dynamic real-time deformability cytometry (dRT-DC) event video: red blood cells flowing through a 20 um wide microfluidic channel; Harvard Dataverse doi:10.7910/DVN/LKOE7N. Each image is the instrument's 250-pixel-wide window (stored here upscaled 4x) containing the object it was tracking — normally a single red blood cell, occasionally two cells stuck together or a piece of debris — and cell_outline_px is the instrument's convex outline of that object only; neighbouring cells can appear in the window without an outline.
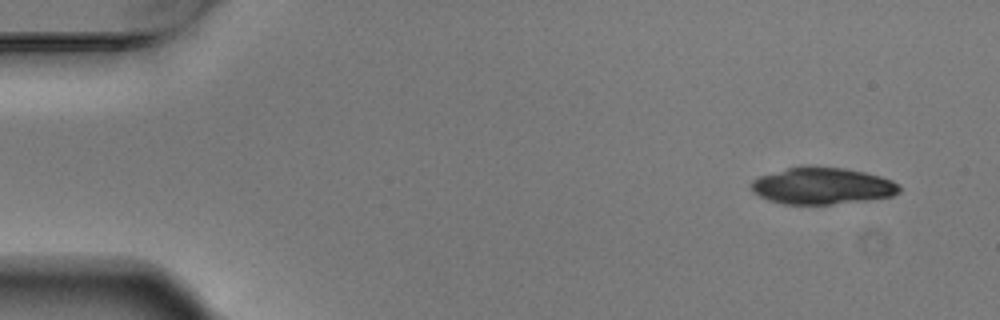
{"species": "Egyptian fruit bat (a non-hibernating species)", "species_latin": "Rousettus aegyptiacus", "temperature_condition": "warm", "stored_images_in_passage": 4, "camera_frame_rate_fps": 3000, "um_per_image_px": 0.085, "animal": {"sex": "male"}, "frame": {"image": 1, "passage_image": 1, "time_ms": 0.0, "image_size_px": [1000, 320], "cell_outline_px": [[900, 192], [892, 196], [868, 200], [832, 204], [784, 204], [768, 200], [752, 192], [752, 180], [760, 176], [800, 164], [808, 164], [844, 168], [864, 172], [880, 176], [892, 180], [900, 184]], "centroid_in_image_um": [69.89, 15.78], "position_along_channel_um": 15.1, "area_um2": 32.14}}